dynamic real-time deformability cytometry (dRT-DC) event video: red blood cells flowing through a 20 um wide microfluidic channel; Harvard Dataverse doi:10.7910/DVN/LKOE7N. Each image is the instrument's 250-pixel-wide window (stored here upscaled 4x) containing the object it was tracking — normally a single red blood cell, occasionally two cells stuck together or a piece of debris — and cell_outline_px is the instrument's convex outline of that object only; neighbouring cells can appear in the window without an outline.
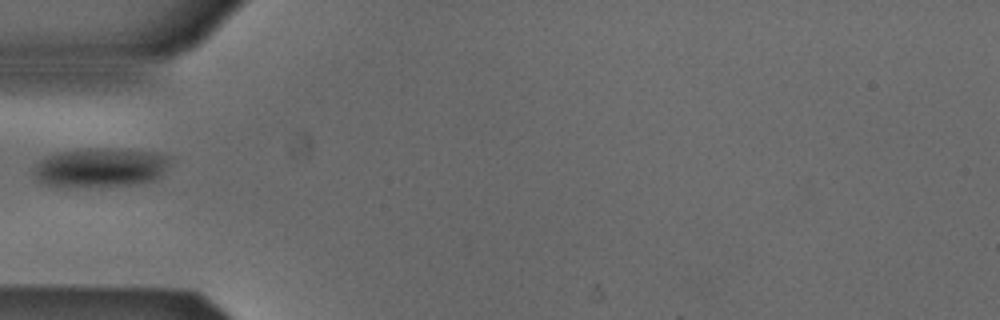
{"species": "Egyptian fruit bat (a non-hibernating species)", "species_latin": "Rousettus aegyptiacus", "temperature_condition": "cold", "stored_images_in_passage": 36, "camera_frame_rate_fps": 3000, "um_per_image_px": 0.085, "animal": {"sex": "male"}, "frame": {"image": 1, "passage_image": 1, "time_ms": 0.0, "image_size_px": [1000, 320], "cell_outline_px": [[172, 160], [160, 176], [152, 180], [136, 184], [44, 184], [36, 180], [32, 172], [32, 168], [44, 156], [56, 152], [92, 148], [108, 148], [160, 152], [172, 156]], "centroid_in_image_um": [8.57, 14.17], "position_along_channel_um": 76.4, "area_um2": 30.58}}
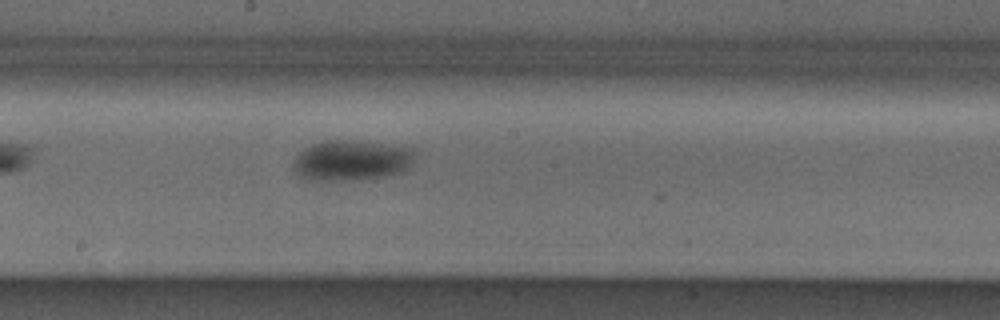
{"frame": {"image": 2, "passage_image": 12, "time_ms": 3.667, "image_size_px": [1000, 320], "cell_outline_px": [[416, 152], [412, 164], [404, 172], [384, 176], [360, 180], [308, 180], [300, 176], [292, 168], [292, 164], [296, 156], [300, 152], [312, 144], [324, 140], [352, 140], [416, 148]], "centroid_in_image_um": [29.9, 13.63], "position_along_channel_um": 218.3, "area_um2": 29.02}}
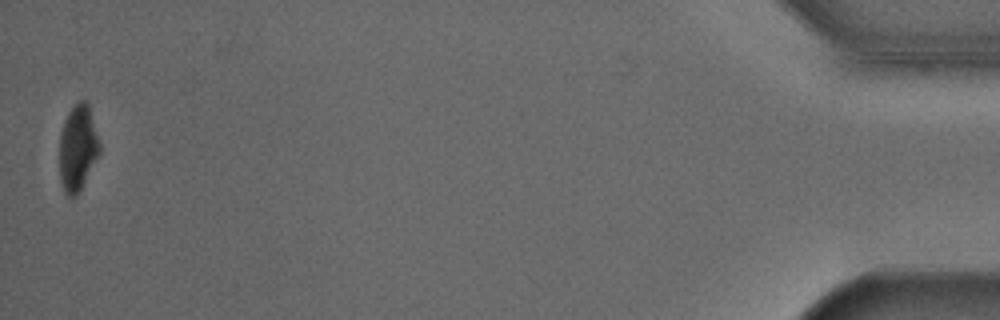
{"frame": {"image": 3, "passage_image": 36, "time_ms": 11.667, "image_size_px": [1000, 320], "cell_outline_px": [[100, 152], [76, 196], [68, 196], [64, 192], [60, 180], [60, 132], [64, 120], [68, 112], [80, 100], [88, 100], [100, 144]], "centroid_in_image_um": [6.6, 12.53], "position_along_channel_um": 428.6, "area_um2": 19.94}}